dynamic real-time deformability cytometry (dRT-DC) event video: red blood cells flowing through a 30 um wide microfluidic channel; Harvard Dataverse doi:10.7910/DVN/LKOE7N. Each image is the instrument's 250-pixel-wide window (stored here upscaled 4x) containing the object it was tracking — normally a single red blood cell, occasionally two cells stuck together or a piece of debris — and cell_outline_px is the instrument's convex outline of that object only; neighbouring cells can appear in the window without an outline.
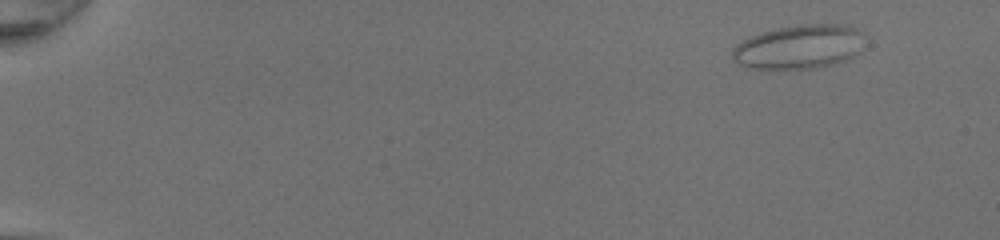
{"species": "common noctule bat (a hibernating species)", "species_latin": "Nyctalus noctula", "temperature_condition": "room temperature", "stored_images_in_passage": 47, "camera_frame_rate_fps": 3000, "um_per_image_px": 0.085, "animal": {"sex": "female", "body_mass_g": 20.0, "forearm_length_mm": 54.0}, "frame": {"image": 1, "passage_image": 1, "time_ms": 0.0, "image_size_px": [1000, 240], "cell_outline_px": [[860, 52], [836, 64], [816, 68], [748, 68], [736, 64], [732, 60], [732, 48], [736, 44], [752, 36], [764, 32], [796, 24], [848, 24], [856, 28]], "centroid_in_image_um": [67.84, 3.99], "position_along_channel_um": 17.2, "area_um2": 33.47}}
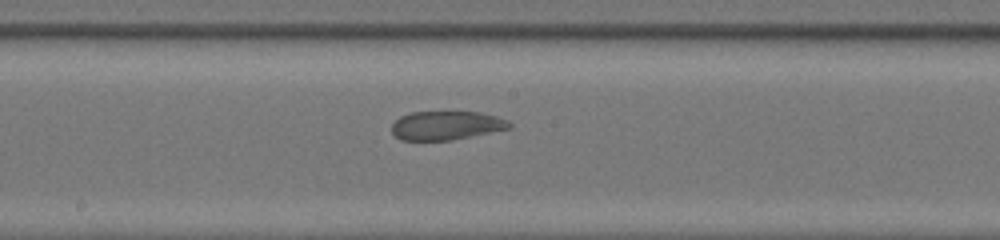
{"frame": {"image": 2, "passage_image": 26, "time_ms": 8.333, "image_size_px": [1000, 240], "cell_outline_px": [[512, 128], [448, 140], [400, 140], [392, 132], [392, 124], [400, 116], [412, 112], [480, 112], [496, 116], [508, 120], [512, 124]], "centroid_in_image_um": [37.94, 10.66], "position_along_channel_um": 210.3, "area_um2": 19.59}}
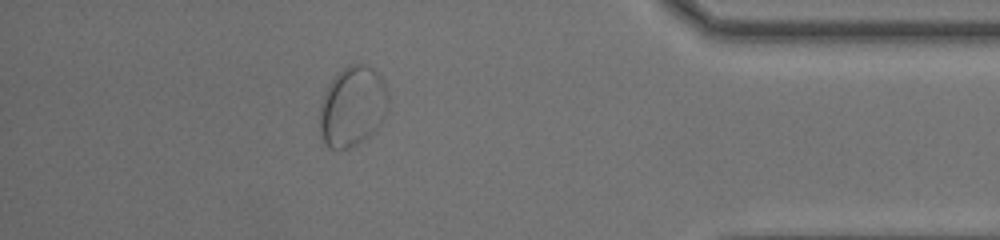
{"frame": {"image": 3, "passage_image": 42, "time_ms": 13.667, "image_size_px": [1000, 240], "cell_outline_px": [[388, 108], [380, 124], [364, 140], [348, 148], [328, 148], [324, 144], [320, 132], [320, 104], [324, 92], [328, 84], [348, 64], [364, 64], [372, 68], [384, 80], [388, 96]], "centroid_in_image_um": [29.96, 9.04], "position_along_channel_um": 405.2, "area_um2": 31.96}, "authors_computed_cell_mechanics": {"area_um2": 26.7614, "velocity_mm_per_s": 4.2223, "shape_relaxation_time_tau1_ms": null, "shape_relaxation_time_tau2_ms": 0.9877, "deformation_change_tau1": null, "deformation_change_tau2": 0.0567}}